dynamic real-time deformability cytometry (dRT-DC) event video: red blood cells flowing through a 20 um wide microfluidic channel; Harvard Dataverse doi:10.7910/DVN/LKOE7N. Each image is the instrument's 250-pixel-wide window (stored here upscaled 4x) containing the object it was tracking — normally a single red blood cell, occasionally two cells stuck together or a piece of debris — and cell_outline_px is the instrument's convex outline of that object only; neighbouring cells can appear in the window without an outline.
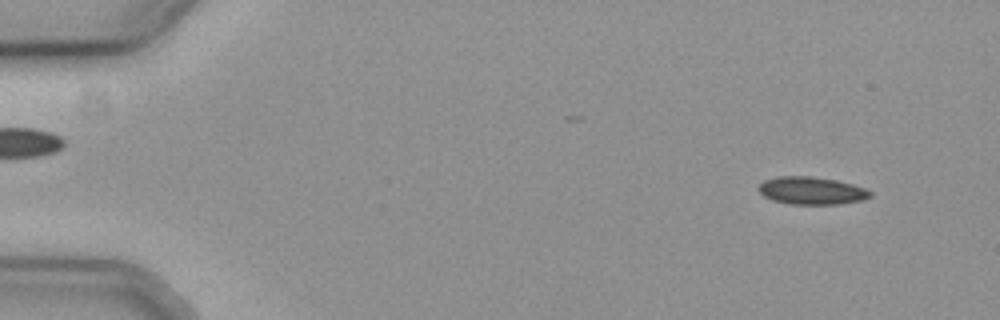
{"species": "common noctule bat (a hibernating species)", "species_latin": "Nyctalus noctula", "temperature_condition": "cold", "stored_images_in_passage": 18, "camera_frame_rate_fps": 3000, "um_per_image_px": 0.085, "animal": {"sex": "female", "body_mass_g": 19.3, "forearm_length_mm": 54.1}, "frame": {"image": 1, "passage_image": 3, "time_ms": 0.667, "image_size_px": [1000, 320], "cell_outline_px": [[872, 196], [860, 200], [840, 204], [788, 204], [772, 200], [764, 196], [756, 188], [764, 180], [776, 176], [812, 176], [836, 180], [852, 184], [864, 188], [872, 192]], "centroid_in_image_um": [68.95, 16.2], "position_along_channel_um": 16.1, "area_um2": 18.03}}
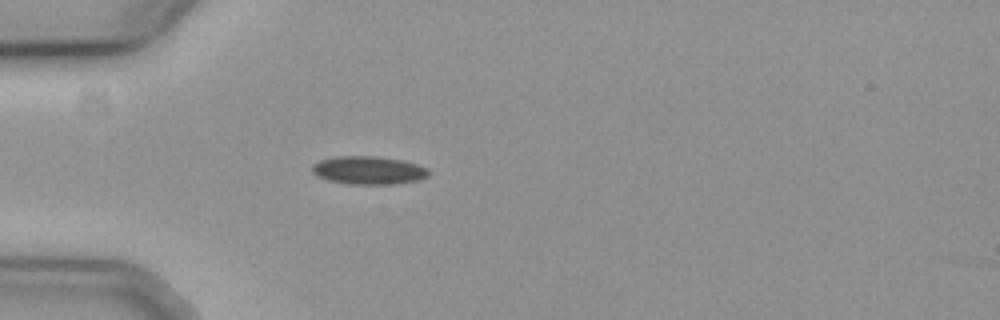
{"frame": {"image": 2, "passage_image": 15, "time_ms": 4.667, "image_size_px": [1000, 320], "cell_outline_px": [[428, 176], [420, 180], [392, 184], [348, 184], [328, 180], [316, 176], [312, 172], [312, 164], [320, 160], [336, 156], [376, 156], [400, 160], [416, 164], [428, 168]], "centroid_in_image_um": [31.3, 14.47], "position_along_channel_um": 53.7, "area_um2": 19.13}}